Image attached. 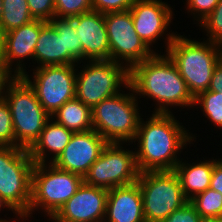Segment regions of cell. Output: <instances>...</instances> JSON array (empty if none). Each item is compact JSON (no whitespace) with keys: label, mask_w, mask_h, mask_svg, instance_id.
<instances>
[{"label":"cell","mask_w":222,"mask_h":222,"mask_svg":"<svg viewBox=\"0 0 222 222\" xmlns=\"http://www.w3.org/2000/svg\"><path fill=\"white\" fill-rule=\"evenodd\" d=\"M51 118L73 133L93 129L91 108L76 97L64 103Z\"/></svg>","instance_id":"obj_22"},{"label":"cell","mask_w":222,"mask_h":222,"mask_svg":"<svg viewBox=\"0 0 222 222\" xmlns=\"http://www.w3.org/2000/svg\"><path fill=\"white\" fill-rule=\"evenodd\" d=\"M165 1L166 0H136L129 9L135 31L155 53H166L168 46L178 34L177 29L175 32L171 29V27L174 26L173 21L176 18L174 16H176L175 12H177V10L174 11L175 7L171 6L170 3L168 4V0L167 2ZM161 40L164 43H160L162 42ZM158 42L161 45L163 44L162 47ZM158 45H160V47ZM162 48L165 49L162 50Z\"/></svg>","instance_id":"obj_11"},{"label":"cell","mask_w":222,"mask_h":222,"mask_svg":"<svg viewBox=\"0 0 222 222\" xmlns=\"http://www.w3.org/2000/svg\"><path fill=\"white\" fill-rule=\"evenodd\" d=\"M137 183L142 194L146 222L166 219L189 201L174 170L141 172Z\"/></svg>","instance_id":"obj_9"},{"label":"cell","mask_w":222,"mask_h":222,"mask_svg":"<svg viewBox=\"0 0 222 222\" xmlns=\"http://www.w3.org/2000/svg\"><path fill=\"white\" fill-rule=\"evenodd\" d=\"M74 26L82 45L83 61L110 60L104 13L91 10L75 16Z\"/></svg>","instance_id":"obj_17"},{"label":"cell","mask_w":222,"mask_h":222,"mask_svg":"<svg viewBox=\"0 0 222 222\" xmlns=\"http://www.w3.org/2000/svg\"><path fill=\"white\" fill-rule=\"evenodd\" d=\"M104 222H146L137 181L108 190Z\"/></svg>","instance_id":"obj_18"},{"label":"cell","mask_w":222,"mask_h":222,"mask_svg":"<svg viewBox=\"0 0 222 222\" xmlns=\"http://www.w3.org/2000/svg\"><path fill=\"white\" fill-rule=\"evenodd\" d=\"M129 81L130 70L123 64L112 60L79 62L75 97L92 109L103 99L122 92Z\"/></svg>","instance_id":"obj_8"},{"label":"cell","mask_w":222,"mask_h":222,"mask_svg":"<svg viewBox=\"0 0 222 222\" xmlns=\"http://www.w3.org/2000/svg\"><path fill=\"white\" fill-rule=\"evenodd\" d=\"M27 222V221H30V220H28L27 218H24V217H20L17 221H15V222Z\"/></svg>","instance_id":"obj_41"},{"label":"cell","mask_w":222,"mask_h":222,"mask_svg":"<svg viewBox=\"0 0 222 222\" xmlns=\"http://www.w3.org/2000/svg\"><path fill=\"white\" fill-rule=\"evenodd\" d=\"M210 188L222 194V158H217L212 172Z\"/></svg>","instance_id":"obj_34"},{"label":"cell","mask_w":222,"mask_h":222,"mask_svg":"<svg viewBox=\"0 0 222 222\" xmlns=\"http://www.w3.org/2000/svg\"><path fill=\"white\" fill-rule=\"evenodd\" d=\"M3 0H0V21H1V18H2V10H3Z\"/></svg>","instance_id":"obj_40"},{"label":"cell","mask_w":222,"mask_h":222,"mask_svg":"<svg viewBox=\"0 0 222 222\" xmlns=\"http://www.w3.org/2000/svg\"><path fill=\"white\" fill-rule=\"evenodd\" d=\"M47 221H49V222H50V221H51V222H54L51 218H50V219H47Z\"/></svg>","instance_id":"obj_42"},{"label":"cell","mask_w":222,"mask_h":222,"mask_svg":"<svg viewBox=\"0 0 222 222\" xmlns=\"http://www.w3.org/2000/svg\"><path fill=\"white\" fill-rule=\"evenodd\" d=\"M189 202L201 218L222 217V194L211 188L195 195Z\"/></svg>","instance_id":"obj_26"},{"label":"cell","mask_w":222,"mask_h":222,"mask_svg":"<svg viewBox=\"0 0 222 222\" xmlns=\"http://www.w3.org/2000/svg\"><path fill=\"white\" fill-rule=\"evenodd\" d=\"M3 98L12 117L16 143L29 149L51 116L37 99L34 89L21 77H13L6 85Z\"/></svg>","instance_id":"obj_6"},{"label":"cell","mask_w":222,"mask_h":222,"mask_svg":"<svg viewBox=\"0 0 222 222\" xmlns=\"http://www.w3.org/2000/svg\"><path fill=\"white\" fill-rule=\"evenodd\" d=\"M27 3L34 20L49 22L55 17V0H27Z\"/></svg>","instance_id":"obj_31"},{"label":"cell","mask_w":222,"mask_h":222,"mask_svg":"<svg viewBox=\"0 0 222 222\" xmlns=\"http://www.w3.org/2000/svg\"><path fill=\"white\" fill-rule=\"evenodd\" d=\"M129 84L136 98L141 104L143 102L142 106L146 109L153 108L148 111L149 113L176 114L186 110L185 114L178 113L186 115L187 110L193 109L194 97L166 53H155L149 59L133 66L130 69ZM149 100L153 103L150 102L152 106L147 108L144 103Z\"/></svg>","instance_id":"obj_2"},{"label":"cell","mask_w":222,"mask_h":222,"mask_svg":"<svg viewBox=\"0 0 222 222\" xmlns=\"http://www.w3.org/2000/svg\"><path fill=\"white\" fill-rule=\"evenodd\" d=\"M197 28L203 32V39L222 45V0H219L214 10L197 25Z\"/></svg>","instance_id":"obj_27"},{"label":"cell","mask_w":222,"mask_h":222,"mask_svg":"<svg viewBox=\"0 0 222 222\" xmlns=\"http://www.w3.org/2000/svg\"><path fill=\"white\" fill-rule=\"evenodd\" d=\"M107 144L108 142L94 129L73 133L68 145L52 164L84 178Z\"/></svg>","instance_id":"obj_16"},{"label":"cell","mask_w":222,"mask_h":222,"mask_svg":"<svg viewBox=\"0 0 222 222\" xmlns=\"http://www.w3.org/2000/svg\"><path fill=\"white\" fill-rule=\"evenodd\" d=\"M83 182V177L62 170L52 163H35L32 170L30 222L32 218L36 222L40 221L35 218L38 213L44 219L52 218Z\"/></svg>","instance_id":"obj_5"},{"label":"cell","mask_w":222,"mask_h":222,"mask_svg":"<svg viewBox=\"0 0 222 222\" xmlns=\"http://www.w3.org/2000/svg\"><path fill=\"white\" fill-rule=\"evenodd\" d=\"M6 212H8V213L6 214ZM9 212H10V214H9ZM1 214H4V215L2 216ZM1 217H3V218H1ZM19 218L20 217L5 203V201L0 196V222H15Z\"/></svg>","instance_id":"obj_36"},{"label":"cell","mask_w":222,"mask_h":222,"mask_svg":"<svg viewBox=\"0 0 222 222\" xmlns=\"http://www.w3.org/2000/svg\"><path fill=\"white\" fill-rule=\"evenodd\" d=\"M108 190L82 183L51 218L54 222H104Z\"/></svg>","instance_id":"obj_15"},{"label":"cell","mask_w":222,"mask_h":222,"mask_svg":"<svg viewBox=\"0 0 222 222\" xmlns=\"http://www.w3.org/2000/svg\"><path fill=\"white\" fill-rule=\"evenodd\" d=\"M136 0H92V9L100 13L126 11Z\"/></svg>","instance_id":"obj_32"},{"label":"cell","mask_w":222,"mask_h":222,"mask_svg":"<svg viewBox=\"0 0 222 222\" xmlns=\"http://www.w3.org/2000/svg\"><path fill=\"white\" fill-rule=\"evenodd\" d=\"M194 110H196V112ZM199 110H201V113L197 112ZM192 111L195 112L196 115L198 113L202 114V116H198L200 122L204 119L203 122L205 121V124L208 122L207 126H211L212 129L214 127L213 130H215V132L212 130V133H217V131L220 130L218 132L222 134V95H219V92L207 90L199 93L194 98Z\"/></svg>","instance_id":"obj_23"},{"label":"cell","mask_w":222,"mask_h":222,"mask_svg":"<svg viewBox=\"0 0 222 222\" xmlns=\"http://www.w3.org/2000/svg\"><path fill=\"white\" fill-rule=\"evenodd\" d=\"M73 132L50 118L40 137L28 149L35 163H52L68 145Z\"/></svg>","instance_id":"obj_21"},{"label":"cell","mask_w":222,"mask_h":222,"mask_svg":"<svg viewBox=\"0 0 222 222\" xmlns=\"http://www.w3.org/2000/svg\"><path fill=\"white\" fill-rule=\"evenodd\" d=\"M34 164L28 149L0 146V196L19 217L28 220Z\"/></svg>","instance_id":"obj_7"},{"label":"cell","mask_w":222,"mask_h":222,"mask_svg":"<svg viewBox=\"0 0 222 222\" xmlns=\"http://www.w3.org/2000/svg\"><path fill=\"white\" fill-rule=\"evenodd\" d=\"M208 90L219 92V95H222V60L214 69Z\"/></svg>","instance_id":"obj_35"},{"label":"cell","mask_w":222,"mask_h":222,"mask_svg":"<svg viewBox=\"0 0 222 222\" xmlns=\"http://www.w3.org/2000/svg\"><path fill=\"white\" fill-rule=\"evenodd\" d=\"M77 63L68 51H64L63 31H57L50 22L42 21L34 50V68Z\"/></svg>","instance_id":"obj_20"},{"label":"cell","mask_w":222,"mask_h":222,"mask_svg":"<svg viewBox=\"0 0 222 222\" xmlns=\"http://www.w3.org/2000/svg\"><path fill=\"white\" fill-rule=\"evenodd\" d=\"M139 174L133 144L108 143L83 180L88 185L110 190L136 182Z\"/></svg>","instance_id":"obj_10"},{"label":"cell","mask_w":222,"mask_h":222,"mask_svg":"<svg viewBox=\"0 0 222 222\" xmlns=\"http://www.w3.org/2000/svg\"><path fill=\"white\" fill-rule=\"evenodd\" d=\"M0 146L20 147L15 141L11 112L4 98L0 99Z\"/></svg>","instance_id":"obj_29"},{"label":"cell","mask_w":222,"mask_h":222,"mask_svg":"<svg viewBox=\"0 0 222 222\" xmlns=\"http://www.w3.org/2000/svg\"><path fill=\"white\" fill-rule=\"evenodd\" d=\"M76 73L77 64L54 65L29 69L22 77L51 116L64 103L75 98Z\"/></svg>","instance_id":"obj_12"},{"label":"cell","mask_w":222,"mask_h":222,"mask_svg":"<svg viewBox=\"0 0 222 222\" xmlns=\"http://www.w3.org/2000/svg\"><path fill=\"white\" fill-rule=\"evenodd\" d=\"M147 111L145 109V116H142L136 137L132 142L138 170L140 173L174 170L184 153H191V157L194 155L189 150H194L190 149L191 146L197 148V145H200L196 144L199 142L196 138L198 134L193 133L189 127L192 126L191 122H188L191 125L187 124V127L177 114L150 113L147 115Z\"/></svg>","instance_id":"obj_1"},{"label":"cell","mask_w":222,"mask_h":222,"mask_svg":"<svg viewBox=\"0 0 222 222\" xmlns=\"http://www.w3.org/2000/svg\"><path fill=\"white\" fill-rule=\"evenodd\" d=\"M188 156V153L183 155L174 171L180 180L185 197L190 200L195 195L210 188L212 172L214 165L217 162L216 157H218V155L211 158L209 156L206 157L203 155L204 157L202 156V158H199V155L196 154L198 158L196 161L195 158L191 160Z\"/></svg>","instance_id":"obj_19"},{"label":"cell","mask_w":222,"mask_h":222,"mask_svg":"<svg viewBox=\"0 0 222 222\" xmlns=\"http://www.w3.org/2000/svg\"><path fill=\"white\" fill-rule=\"evenodd\" d=\"M0 32L7 33L33 21L27 0H3Z\"/></svg>","instance_id":"obj_24"},{"label":"cell","mask_w":222,"mask_h":222,"mask_svg":"<svg viewBox=\"0 0 222 222\" xmlns=\"http://www.w3.org/2000/svg\"><path fill=\"white\" fill-rule=\"evenodd\" d=\"M105 24L110 60L130 70L155 54L135 31L130 10L105 13Z\"/></svg>","instance_id":"obj_13"},{"label":"cell","mask_w":222,"mask_h":222,"mask_svg":"<svg viewBox=\"0 0 222 222\" xmlns=\"http://www.w3.org/2000/svg\"><path fill=\"white\" fill-rule=\"evenodd\" d=\"M166 54L195 98L208 90L214 69L222 60V45L203 38L192 39L180 32L168 46Z\"/></svg>","instance_id":"obj_3"},{"label":"cell","mask_w":222,"mask_h":222,"mask_svg":"<svg viewBox=\"0 0 222 222\" xmlns=\"http://www.w3.org/2000/svg\"><path fill=\"white\" fill-rule=\"evenodd\" d=\"M201 222H222V217L202 218Z\"/></svg>","instance_id":"obj_38"},{"label":"cell","mask_w":222,"mask_h":222,"mask_svg":"<svg viewBox=\"0 0 222 222\" xmlns=\"http://www.w3.org/2000/svg\"><path fill=\"white\" fill-rule=\"evenodd\" d=\"M41 29L42 21L33 20L2 34V61L14 77L23 76L31 66L30 69L34 68V50Z\"/></svg>","instance_id":"obj_14"},{"label":"cell","mask_w":222,"mask_h":222,"mask_svg":"<svg viewBox=\"0 0 222 222\" xmlns=\"http://www.w3.org/2000/svg\"><path fill=\"white\" fill-rule=\"evenodd\" d=\"M93 10L92 0H55V17H75Z\"/></svg>","instance_id":"obj_30"},{"label":"cell","mask_w":222,"mask_h":222,"mask_svg":"<svg viewBox=\"0 0 222 222\" xmlns=\"http://www.w3.org/2000/svg\"><path fill=\"white\" fill-rule=\"evenodd\" d=\"M0 60H2V33L0 32Z\"/></svg>","instance_id":"obj_39"},{"label":"cell","mask_w":222,"mask_h":222,"mask_svg":"<svg viewBox=\"0 0 222 222\" xmlns=\"http://www.w3.org/2000/svg\"><path fill=\"white\" fill-rule=\"evenodd\" d=\"M140 104L129 84L122 92L103 99L91 109L93 129L108 143H132L145 115Z\"/></svg>","instance_id":"obj_4"},{"label":"cell","mask_w":222,"mask_h":222,"mask_svg":"<svg viewBox=\"0 0 222 222\" xmlns=\"http://www.w3.org/2000/svg\"><path fill=\"white\" fill-rule=\"evenodd\" d=\"M202 218L188 201L184 206L175 210L169 217L157 222H201Z\"/></svg>","instance_id":"obj_33"},{"label":"cell","mask_w":222,"mask_h":222,"mask_svg":"<svg viewBox=\"0 0 222 222\" xmlns=\"http://www.w3.org/2000/svg\"><path fill=\"white\" fill-rule=\"evenodd\" d=\"M14 76L6 69L5 64L2 60H0V99L4 96V91L7 83Z\"/></svg>","instance_id":"obj_37"},{"label":"cell","mask_w":222,"mask_h":222,"mask_svg":"<svg viewBox=\"0 0 222 222\" xmlns=\"http://www.w3.org/2000/svg\"><path fill=\"white\" fill-rule=\"evenodd\" d=\"M49 22L57 31H63L64 51H68L78 63L83 62L82 45L76 34L74 17H54Z\"/></svg>","instance_id":"obj_25"},{"label":"cell","mask_w":222,"mask_h":222,"mask_svg":"<svg viewBox=\"0 0 222 222\" xmlns=\"http://www.w3.org/2000/svg\"><path fill=\"white\" fill-rule=\"evenodd\" d=\"M184 2V0H182ZM219 3V0H185L183 3L184 13L187 18L191 17L193 25L197 26L205 17H207ZM185 8V9H184Z\"/></svg>","instance_id":"obj_28"}]
</instances>
